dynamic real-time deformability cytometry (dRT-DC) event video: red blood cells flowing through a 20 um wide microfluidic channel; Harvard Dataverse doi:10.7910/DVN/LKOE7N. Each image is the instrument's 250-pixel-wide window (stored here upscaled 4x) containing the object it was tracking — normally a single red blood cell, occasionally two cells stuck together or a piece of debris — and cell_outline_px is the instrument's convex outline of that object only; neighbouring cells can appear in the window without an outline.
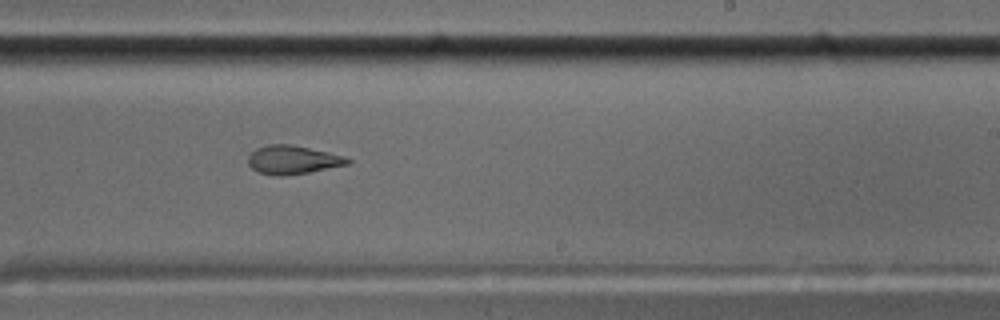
{"species": "common noctule bat (a hibernating species)", "species_latin": "Nyctalus noctula", "temperature_condition": "cold", "stored_images_in_passage": 40, "segment_of_instrument_passage": [1, 2], "camera_frame_rate_fps": 3000, "um_per_image_px": 0.085, "animal": {"sex": "male", "body_mass_g": 17.5, "forearm_length_mm": 52.3}, "frame": {"image": 1, "passage_image": 18, "time_ms": 5.667, "image_size_px": [1000, 320], "cell_outline_px": [[352, 160], [348, 164], [308, 172], [284, 176], [280, 176], [260, 172], [252, 168], [248, 164], [248, 156], [256, 148], [268, 144], [292, 144], [328, 152], [344, 156]], "centroid_in_image_um": [24.87, 13.57], "position_along_channel_um": 264.1, "area_um2": 16.42}}